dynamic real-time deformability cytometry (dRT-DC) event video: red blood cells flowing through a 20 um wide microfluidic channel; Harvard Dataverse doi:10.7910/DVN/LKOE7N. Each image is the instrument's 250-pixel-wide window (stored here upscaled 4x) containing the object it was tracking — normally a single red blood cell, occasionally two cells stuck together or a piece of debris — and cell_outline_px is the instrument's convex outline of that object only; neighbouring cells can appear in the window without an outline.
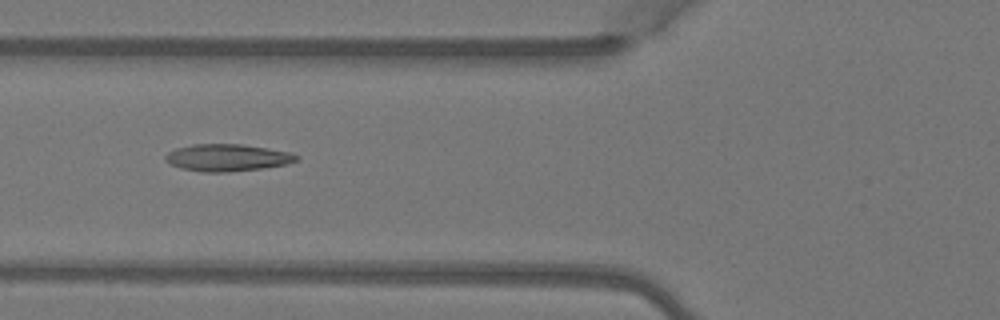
{"species": "Egyptian fruit bat (a non-hibernating species)", "species_latin": "Rousettus aegyptiacus", "temperature_condition": "warm", "stored_images_in_passage": 3, "camera_frame_rate_fps": 3000, "um_per_image_px": 0.085, "animal": {"sex": "female"}, "frame": {"image": 1, "passage_image": 3, "time_ms": 0.667, "image_size_px": [1000, 320], "cell_outline_px": [[300, 156], [296, 160], [284, 164], [264, 168], [228, 172], [204, 172], [180, 168], [164, 160], [164, 156], [168, 152], [176, 148], [192, 144], [240, 144], [288, 152]], "centroid_in_image_um": [19.26, 13.4], "position_along_channel_um": 106.5, "area_um2": 20.46}}